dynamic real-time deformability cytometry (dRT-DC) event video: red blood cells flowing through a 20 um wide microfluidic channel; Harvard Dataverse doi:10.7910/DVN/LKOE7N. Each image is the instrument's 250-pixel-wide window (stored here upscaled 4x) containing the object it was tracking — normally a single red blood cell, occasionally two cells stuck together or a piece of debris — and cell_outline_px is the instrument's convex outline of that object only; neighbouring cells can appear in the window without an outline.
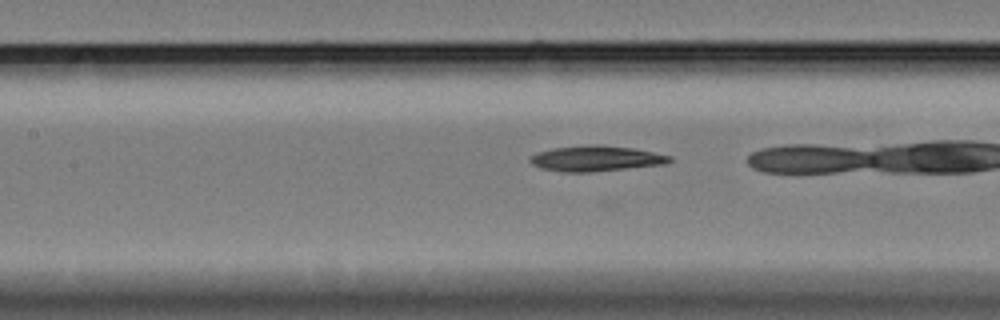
{"species": "Egyptian fruit bat (a non-hibernating species)", "species_latin": "Rousettus aegyptiacus", "temperature_condition": "cold", "stored_images_in_passage": 28, "camera_frame_rate_fps": 3000, "um_per_image_px": 0.085, "animal": {"sex": "female"}, "frame": {"image": 1, "passage_image": 13, "time_ms": 4.0, "image_size_px": [1000, 320], "cell_outline_px": [[672, 160], [664, 164], [592, 172], [560, 172], [540, 168], [532, 164], [528, 160], [528, 156], [536, 152], [552, 148], [592, 144], [604, 144], [632, 148], [672, 156]], "centroid_in_image_um": [50.58, 13.47], "position_along_channel_um": 156.8, "area_um2": 20.98}}
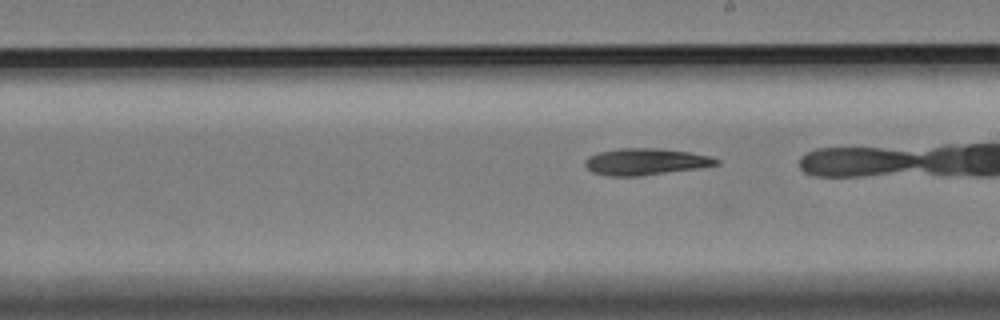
{"frame": {"image": 2, "passage_image": 20, "time_ms": 6.333, "image_size_px": [1000, 320], "cell_outline_px": [[720, 164], [696, 168], [640, 176], [608, 176], [592, 172], [584, 164], [584, 160], [588, 156], [600, 152], [620, 148], [660, 148], [692, 152], [712, 156], [720, 160]], "centroid_in_image_um": [54.88, 13.73], "position_along_channel_um": 234.1, "area_um2": 20.46}}